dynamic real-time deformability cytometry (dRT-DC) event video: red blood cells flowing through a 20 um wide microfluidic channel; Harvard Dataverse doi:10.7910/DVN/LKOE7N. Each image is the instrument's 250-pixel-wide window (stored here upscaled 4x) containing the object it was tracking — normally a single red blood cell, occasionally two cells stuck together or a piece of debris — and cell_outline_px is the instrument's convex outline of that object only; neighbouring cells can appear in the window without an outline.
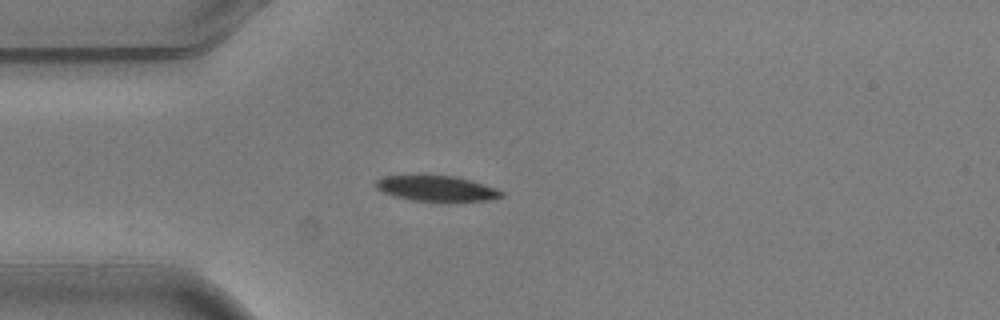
{"species": "common noctule bat (a hibernating species)", "species_latin": "Nyctalus noctula", "temperature_condition": "warm", "stored_images_in_passage": 2, "camera_frame_rate_fps": 3000, "um_per_image_px": 0.085, "animal": {"sex": "male", "body_mass_g": 20.5, "forearm_length_mm": 52.5}, "frame": {"image": 1, "passage_image": 2, "time_ms": 0.333, "image_size_px": [1000, 320], "cell_outline_px": [[504, 196], [488, 200], [448, 204], [412, 200], [396, 196], [384, 192], [376, 188], [372, 184], [376, 180], [384, 176], [424, 172], [456, 176], [496, 188], [504, 192]], "centroid_in_image_um": [37.08, 16.0], "position_along_channel_um": 47.9, "area_um2": 20.23}}